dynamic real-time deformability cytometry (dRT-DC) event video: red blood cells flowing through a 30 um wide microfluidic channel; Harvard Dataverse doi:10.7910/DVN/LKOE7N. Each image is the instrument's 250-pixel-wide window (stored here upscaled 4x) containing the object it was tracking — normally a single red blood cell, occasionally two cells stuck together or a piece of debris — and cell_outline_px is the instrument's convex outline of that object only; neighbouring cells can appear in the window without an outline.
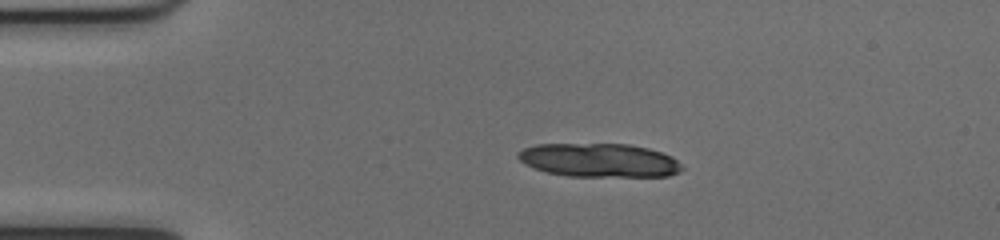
{"species": "common noctule bat (a hibernating species)", "species_latin": "Nyctalus noctula", "temperature_condition": "cold", "stored_images_in_passage": 15, "camera_frame_rate_fps": 3000, "um_per_image_px": 0.085, "animal": {"sex": "female", "body_mass_g": 17.0, "forearm_length_mm": 48.0}, "frame": {"image": 1, "passage_image": 1, "time_ms": 0.0, "image_size_px": [1000, 240], "cell_outline_px": [[684, 168], [680, 172], [668, 176], [564, 176], [548, 172], [536, 168], [520, 160], [516, 156], [516, 152], [524, 148], [536, 144], [628, 144], [648, 148], [672, 156]], "centroid_in_image_um": [50.94, 13.62], "position_along_channel_um": 34.1, "area_um2": 32.08}}
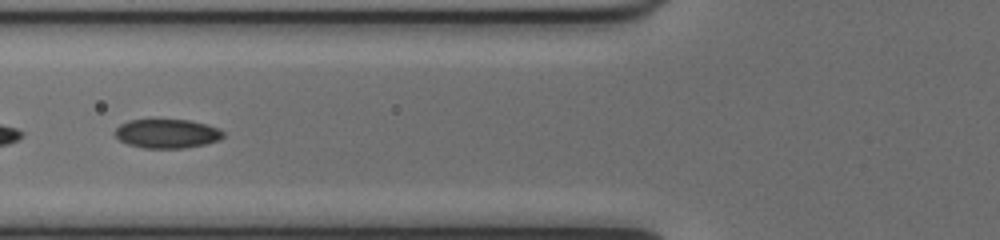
{"frame": {"image": 2, "passage_image": 11, "time_ms": 3.333, "image_size_px": [1000, 240], "cell_outline_px": [[224, 136], [220, 140], [204, 144], [184, 148], [144, 148], [128, 144], [120, 140], [116, 136], [116, 128], [120, 124], [128, 120], [188, 120], [220, 128], [224, 132]], "centroid_in_image_um": [14.22, 11.36], "position_along_channel_um": 111.6, "area_um2": 18.21}}